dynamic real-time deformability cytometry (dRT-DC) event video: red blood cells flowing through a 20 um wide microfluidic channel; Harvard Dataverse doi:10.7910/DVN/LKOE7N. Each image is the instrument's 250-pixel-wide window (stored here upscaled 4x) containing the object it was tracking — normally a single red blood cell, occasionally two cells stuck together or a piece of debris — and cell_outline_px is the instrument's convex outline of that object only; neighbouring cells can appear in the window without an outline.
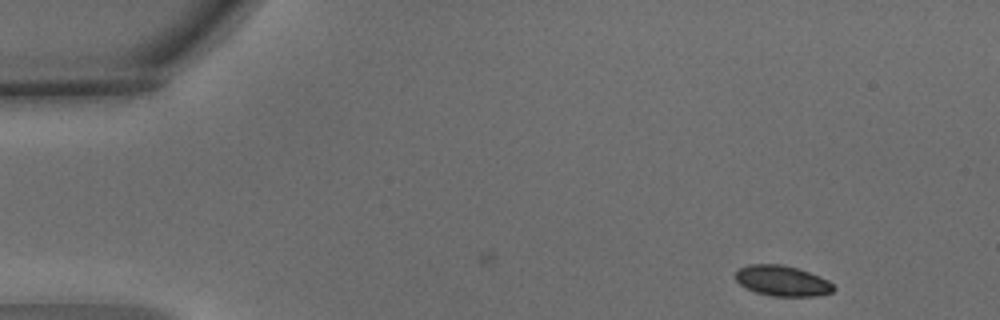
{"species": "common noctule bat (a hibernating species)", "species_latin": "Nyctalus noctula", "temperature_condition": "warm", "stored_images_in_passage": 3, "camera_frame_rate_fps": 3000, "um_per_image_px": 0.085, "animal": {"sex": "male", "body_mass_g": 15.6}, "frame": {"image": 1, "passage_image": 1, "time_ms": 0.0, "image_size_px": [1000, 320], "cell_outline_px": [[836, 288], [832, 292], [820, 296], [772, 296], [756, 292], [744, 288], [736, 280], [736, 272], [740, 268], [748, 264], [780, 264], [796, 268], [820, 276], [828, 280]], "centroid_in_image_um": [66.5, 23.88], "position_along_channel_um": 18.5, "area_um2": 17.46}}